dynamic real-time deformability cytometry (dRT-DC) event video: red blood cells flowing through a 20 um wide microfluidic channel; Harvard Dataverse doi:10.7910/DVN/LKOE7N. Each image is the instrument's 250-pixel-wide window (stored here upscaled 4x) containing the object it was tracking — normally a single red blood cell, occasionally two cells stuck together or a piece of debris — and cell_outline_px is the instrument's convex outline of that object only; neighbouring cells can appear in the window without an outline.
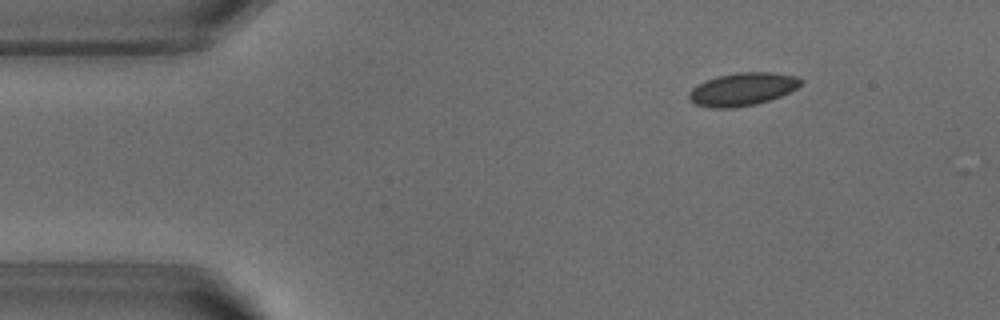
{"species": "common noctule bat (a hibernating species)", "species_latin": "Nyctalus noctula", "temperature_condition": "warm", "stored_images_in_passage": 48, "camera_frame_rate_fps": 3000, "um_per_image_px": 0.085, "animal": {"sex": "male", "body_mass_g": 18.8}, "frame": {"image": 1, "passage_image": 3, "time_ms": 0.667, "image_size_px": [1000, 320], "cell_outline_px": [[804, 80], [796, 88], [780, 96], [756, 104], [732, 108], [712, 108], [696, 104], [688, 96], [688, 92], [692, 88], [716, 76], [740, 72], [772, 72], [796, 76]], "centroid_in_image_um": [63.12, 7.58], "position_along_channel_um": 21.9, "area_um2": 21.21}}
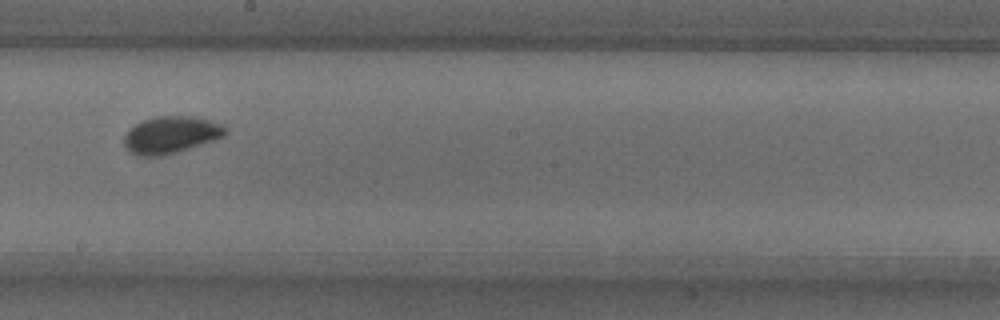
{"frame": {"image": 2, "passage_image": 25, "time_ms": 8.0, "image_size_px": [1000, 320], "cell_outline_px": [[228, 132], [224, 136], [216, 140], [176, 152], [160, 156], [140, 156], [132, 152], [124, 144], [124, 136], [136, 124], [144, 120], [156, 116], [196, 116], [224, 124], [228, 128]], "centroid_in_image_um": [14.61, 11.44], "position_along_channel_um": 233.6, "area_um2": 21.85}}
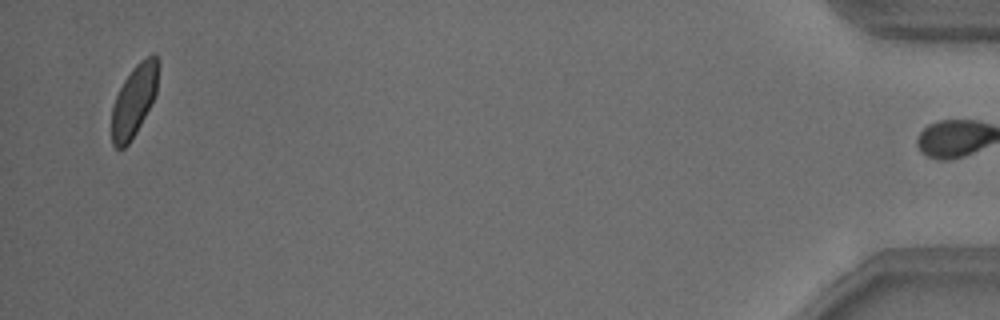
{"frame": {"image": 3, "passage_image": 47, "time_ms": 15.333, "image_size_px": [1000, 320], "cell_outline_px": [[160, 64], [156, 96], [136, 132], [128, 144], [124, 148], [116, 148], [112, 144], [112, 108], [116, 96], [124, 80], [132, 68], [140, 60], [152, 52], [156, 52], [160, 60]], "centroid_in_image_um": [11.45, 8.46], "position_along_channel_um": 423.8, "area_um2": 19.77}, "authors_computed_cell_mechanics": {"area_um2": 20.808, "velocity_mm_per_s": 3.8041, "shape_relaxation_time_tau1_ms": 2.13, "shape_relaxation_time_tau2_ms": null, "deformation_change_tau1": 0.0749, "deformation_change_tau2": null}}